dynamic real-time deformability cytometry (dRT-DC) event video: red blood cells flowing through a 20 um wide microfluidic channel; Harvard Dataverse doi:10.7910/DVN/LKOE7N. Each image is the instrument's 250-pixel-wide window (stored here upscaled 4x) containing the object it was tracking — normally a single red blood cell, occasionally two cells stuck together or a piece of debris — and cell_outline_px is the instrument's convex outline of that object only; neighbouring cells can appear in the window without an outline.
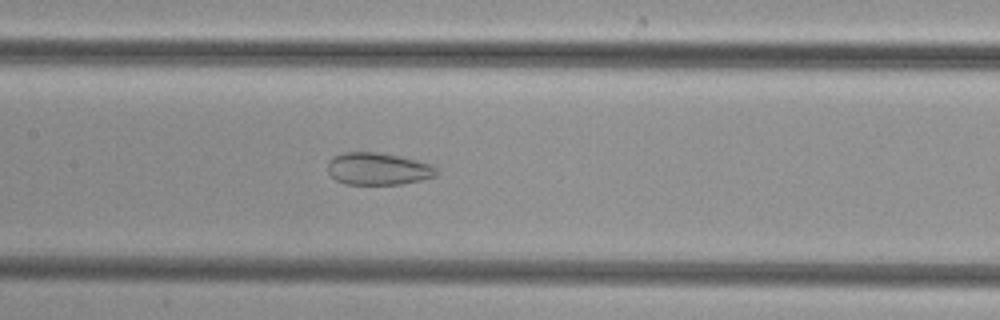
{"species": "common noctule bat (a hibernating species)", "species_latin": "Nyctalus noctula", "temperature_condition": "cold", "stored_images_in_passage": 47, "camera_frame_rate_fps": 3000, "um_per_image_px": 0.085, "animal": {"sex": "female", "body_mass_g": 29.2, "forearm_length_mm": 56.3}, "frame": {"image": 1, "passage_image": 21, "time_ms": 6.667, "image_size_px": [1000, 320], "cell_outline_px": [[436, 176], [420, 180], [400, 184], [344, 184], [336, 180], [328, 172], [328, 160], [344, 152], [376, 152], [400, 156], [432, 164], [436, 168]], "centroid_in_image_um": [32.12, 14.35], "position_along_channel_um": 175.3, "area_um2": 20.35}}
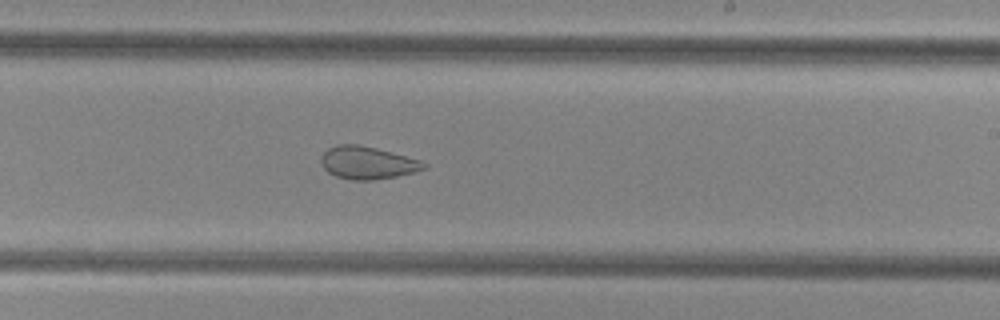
{"frame": {"image": 2, "passage_image": 27, "time_ms": 8.667, "image_size_px": [1000, 320], "cell_outline_px": [[428, 168], [396, 176], [376, 180], [352, 180], [336, 176], [328, 172], [320, 164], [320, 156], [328, 148], [336, 144], [356, 144], [376, 148], [420, 160], [428, 164]], "centroid_in_image_um": [31.2, 13.83], "position_along_channel_um": 257.8, "area_um2": 19.59}}
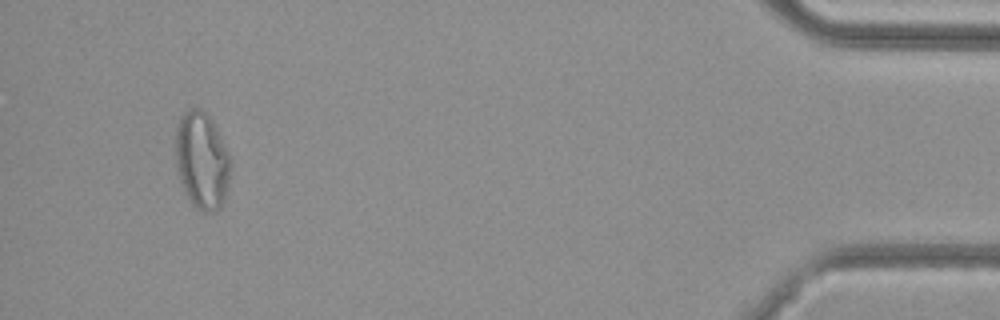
{"frame": {"image": 3, "passage_image": 44, "time_ms": 14.333, "image_size_px": [1000, 320], "cell_outline_px": [[232, 164], [228, 188], [224, 200], [220, 208], [216, 212], [200, 212], [188, 200], [184, 192], [176, 168], [176, 124], [180, 116], [188, 108], [200, 108], [212, 120], [232, 160]], "centroid_in_image_um": [17.17, 13.67], "position_along_channel_um": 418.0, "area_um2": 31.67}}